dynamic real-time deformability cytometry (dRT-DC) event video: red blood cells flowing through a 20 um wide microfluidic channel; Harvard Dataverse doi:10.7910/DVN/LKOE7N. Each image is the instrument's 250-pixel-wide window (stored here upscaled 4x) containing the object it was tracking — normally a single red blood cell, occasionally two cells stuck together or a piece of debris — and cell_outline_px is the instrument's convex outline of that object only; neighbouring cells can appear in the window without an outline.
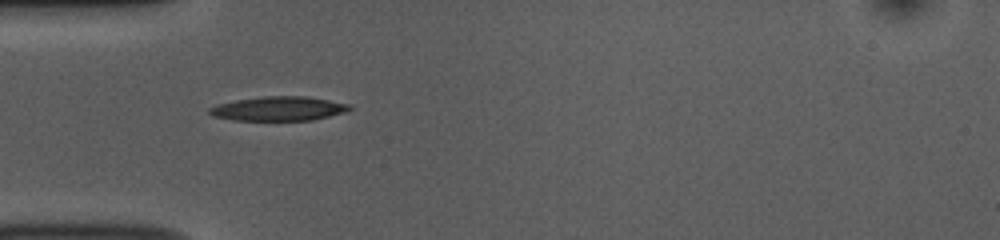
{"species": "common noctule bat (a hibernating species)", "species_latin": "Nyctalus noctula", "temperature_condition": "room temperature", "stored_images_in_passage": 38, "camera_frame_rate_fps": 3000, "um_per_image_px": 0.085, "animal": {"sex": "female", "body_mass_g": 10.0, "forearm_length_mm": 53.1}, "frame": {"image": 1, "passage_image": 1, "time_ms": 0.0, "image_size_px": [1000, 240], "cell_outline_px": [[352, 108], [348, 112], [312, 120], [232, 120], [212, 116], [208, 112], [208, 108], [216, 104], [236, 100], [264, 96], [304, 96], [328, 100], [348, 104]], "centroid_in_image_um": [23.66, 9.24], "position_along_channel_um": 61.3, "area_um2": 19.83}}
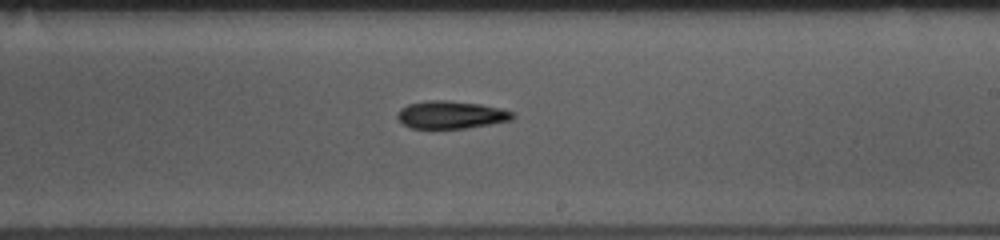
{"frame": {"image": 2, "passage_image": 16, "time_ms": 5.0, "image_size_px": [1000, 240], "cell_outline_px": [[516, 116], [512, 120], [464, 128], [412, 128], [404, 124], [396, 116], [400, 108], [408, 104], [428, 100], [448, 100], [480, 104], [500, 108], [516, 112]], "centroid_in_image_um": [38.36, 9.74], "position_along_channel_um": 250.6, "area_um2": 18.55}}
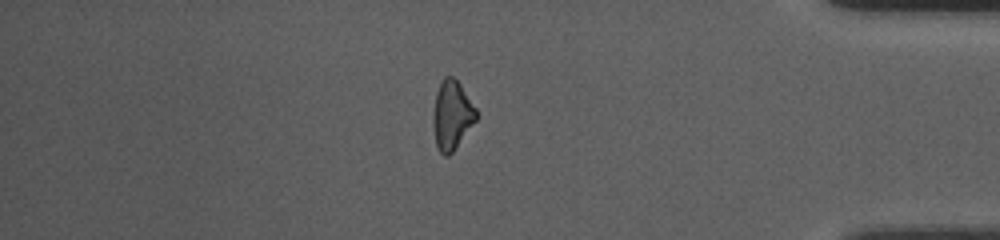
{"frame": {"image": 3, "passage_image": 30, "time_ms": 9.667, "image_size_px": [1000, 240], "cell_outline_px": [[476, 120], [452, 152], [448, 156], [444, 156], [440, 152], [436, 144], [432, 120], [432, 112], [436, 92], [440, 80], [444, 76], [452, 76], [460, 84], [476, 108]], "centroid_in_image_um": [38.38, 9.76], "position_along_channel_um": 396.8, "area_um2": 17.28}, "authors_computed_cell_mechanics": {"area_um2": 17.918, "velocity_mm_per_s": 3.8161, "shape_relaxation_time_tau1_ms": 3.6954, "shape_relaxation_time_tau2_ms": null, "deformation_change_tau1": 0.1171, "deformation_change_tau2": null}}